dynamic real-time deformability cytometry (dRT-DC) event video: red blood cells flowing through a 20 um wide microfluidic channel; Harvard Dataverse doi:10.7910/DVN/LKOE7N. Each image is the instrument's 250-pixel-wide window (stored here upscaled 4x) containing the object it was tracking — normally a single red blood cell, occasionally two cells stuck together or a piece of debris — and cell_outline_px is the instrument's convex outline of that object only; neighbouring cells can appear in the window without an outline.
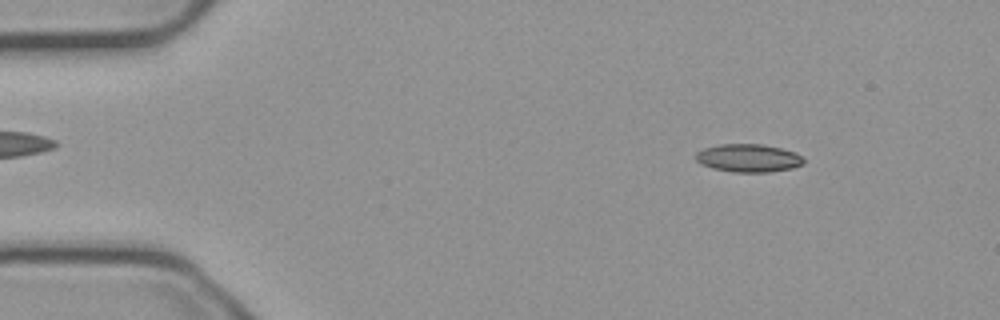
{"species": "common noctule bat (a hibernating species)", "species_latin": "Nyctalus noctula", "temperature_condition": "cold", "stored_images_in_passage": 54, "camera_frame_rate_fps": 3000, "um_per_image_px": 0.085, "animal": {"sex": "male", "body_mass_g": 23.1, "forearm_length_mm": 52.7}, "frame": {"image": 1, "passage_image": 7, "time_ms": 2.0, "image_size_px": [1000, 320], "cell_outline_px": [[804, 164], [792, 168], [768, 172], [732, 172], [712, 168], [700, 164], [696, 160], [696, 152], [704, 148], [720, 144], [764, 144], [796, 152], [804, 160]], "centroid_in_image_um": [63.6, 13.43], "position_along_channel_um": 21.4, "area_um2": 17.69}}
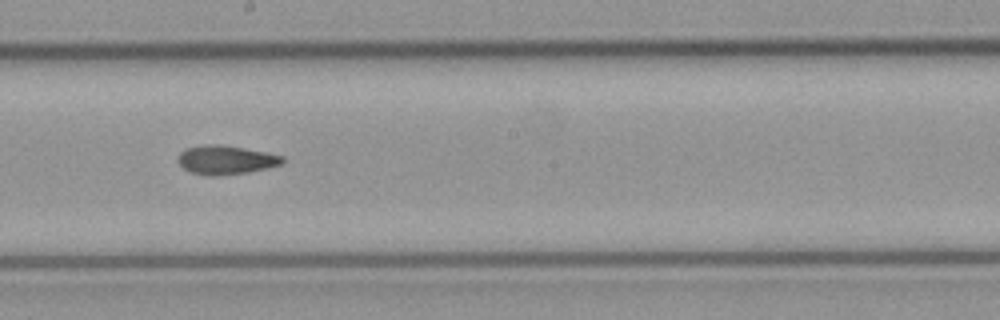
{"frame": {"image": 2, "passage_image": 30, "time_ms": 9.667, "image_size_px": [1000, 320], "cell_outline_px": [[284, 160], [280, 164], [268, 168], [248, 172], [216, 176], [208, 176], [192, 172], [184, 168], [180, 164], [180, 152], [188, 148], [204, 144], [216, 144], [244, 148], [268, 152], [284, 156]], "centroid_in_image_um": [19.24, 13.59], "position_along_channel_um": 229.0, "area_um2": 17.4}}
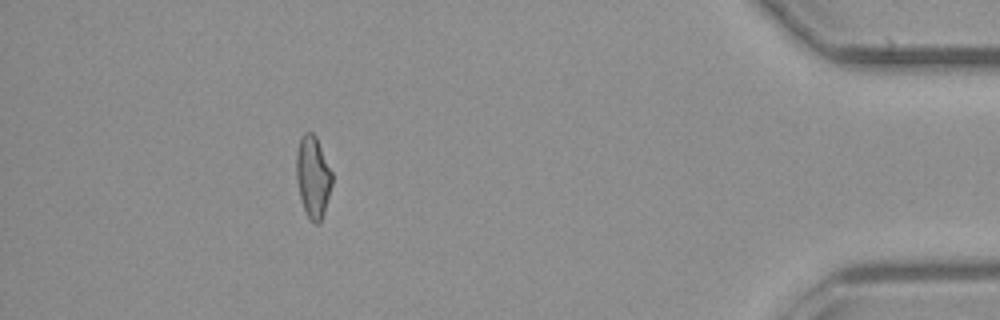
{"frame": {"image": 3, "passage_image": 49, "time_ms": 16.0, "image_size_px": [1000, 320], "cell_outline_px": [[332, 184], [324, 212], [320, 224], [316, 224], [308, 216], [304, 208], [300, 196], [296, 180], [296, 152], [300, 136], [304, 132], [312, 132], [316, 136], [332, 172]], "centroid_in_image_um": [26.59, 14.99], "position_along_channel_um": 408.6, "area_um2": 16.99}, "authors_computed_cell_mechanics": {"area_um2": 17.3111, "velocity_mm_per_s": 3.7546, "shape_relaxation_time_tau1_ms": null, "shape_relaxation_time_tau2_ms": 5.1466, "deformation_change_tau1": null, "deformation_change_tau2": 0.1257}}